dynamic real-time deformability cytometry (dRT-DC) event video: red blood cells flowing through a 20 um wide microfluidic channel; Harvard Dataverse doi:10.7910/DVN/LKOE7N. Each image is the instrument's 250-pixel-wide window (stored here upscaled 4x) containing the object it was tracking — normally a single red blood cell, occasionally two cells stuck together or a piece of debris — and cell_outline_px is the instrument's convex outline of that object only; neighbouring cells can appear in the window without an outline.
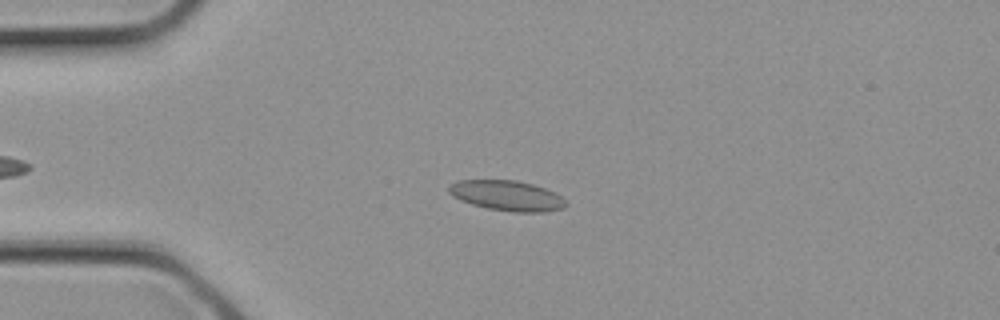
{"species": "common noctule bat (a hibernating species)", "species_latin": "Nyctalus noctula", "temperature_condition": "cold", "stored_images_in_passage": 16, "camera_frame_rate_fps": 3000, "um_per_image_px": 0.085, "animal": {"sex": "female", "body_mass_g": 21.9}, "frame": {"image": 1, "passage_image": 4, "time_ms": 1.0, "image_size_px": [1000, 320], "cell_outline_px": [[568, 204], [564, 208], [544, 212], [512, 212], [488, 208], [472, 204], [460, 200], [452, 196], [448, 192], [448, 184], [456, 180], [516, 180], [532, 184], [544, 188], [560, 196]], "centroid_in_image_um": [43.05, 16.62], "position_along_channel_um": 42.0, "area_um2": 20.63}}
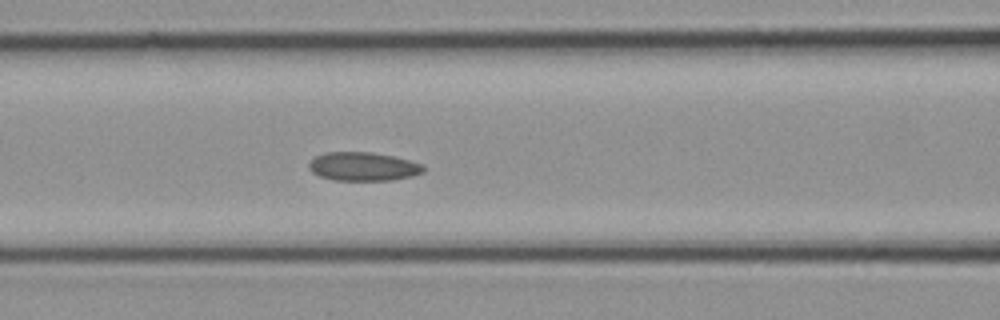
{"frame": {"image": 2, "passage_image": 9, "time_ms": 2.667, "image_size_px": [1000, 320], "cell_outline_px": [[424, 172], [412, 176], [392, 180], [332, 180], [320, 176], [312, 172], [308, 168], [308, 164], [316, 156], [324, 152], [372, 152], [392, 156], [424, 164]], "centroid_in_image_um": [30.86, 14.15], "position_along_channel_um": 135.7, "area_um2": 19.13}}
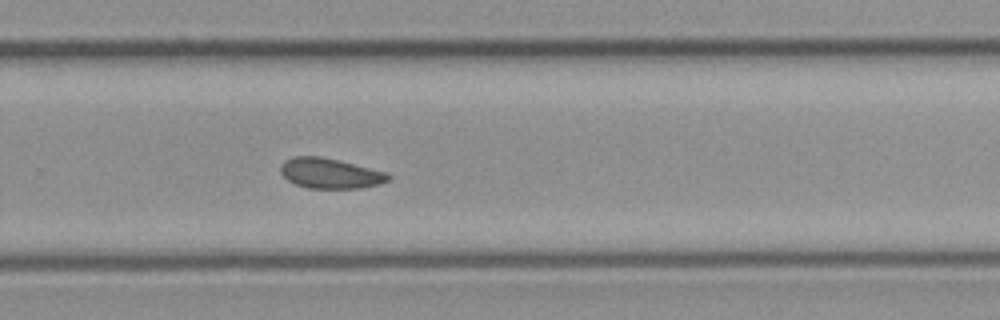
{"frame": {"image": 3, "passage_image": 16, "time_ms": 5.0, "image_size_px": [1000, 320], "cell_outline_px": [[392, 176], [388, 180], [380, 184], [360, 188], [308, 188], [296, 184], [288, 180], [280, 172], [280, 164], [284, 160], [292, 156], [320, 156], [388, 172]], "centroid_in_image_um": [28.05, 14.73], "position_along_channel_um": 301.7, "area_um2": 19.02}}